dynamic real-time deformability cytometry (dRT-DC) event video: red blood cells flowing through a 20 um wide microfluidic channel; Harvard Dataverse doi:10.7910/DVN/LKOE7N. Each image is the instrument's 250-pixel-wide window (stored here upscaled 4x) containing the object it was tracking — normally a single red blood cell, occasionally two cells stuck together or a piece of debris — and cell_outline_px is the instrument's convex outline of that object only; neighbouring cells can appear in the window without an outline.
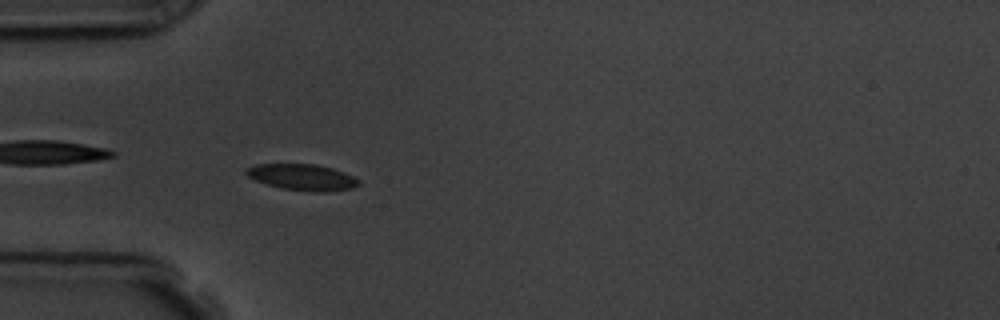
{"species": "common noctule bat (a hibernating species)", "species_latin": "Nyctalus noctula", "temperature_condition": "room temperature", "stored_images_in_passage": 6, "camera_frame_rate_fps": 3000, "um_per_image_px": 0.085, "animal": {"sex": "male", "body_mass_g": 19.5, "forearm_length_mm": 54.6}, "frame": {"image": 1, "passage_image": 6, "time_ms": 5.667, "image_size_px": [1000, 320], "cell_outline_px": [[360, 184], [352, 188], [328, 192], [316, 192], [280, 188], [256, 180], [248, 176], [244, 172], [244, 168], [256, 164], [316, 164], [332, 168], [344, 172], [360, 180]], "centroid_in_image_um": [25.7, 15.06], "position_along_channel_um": 59.3, "area_um2": 17.22}}